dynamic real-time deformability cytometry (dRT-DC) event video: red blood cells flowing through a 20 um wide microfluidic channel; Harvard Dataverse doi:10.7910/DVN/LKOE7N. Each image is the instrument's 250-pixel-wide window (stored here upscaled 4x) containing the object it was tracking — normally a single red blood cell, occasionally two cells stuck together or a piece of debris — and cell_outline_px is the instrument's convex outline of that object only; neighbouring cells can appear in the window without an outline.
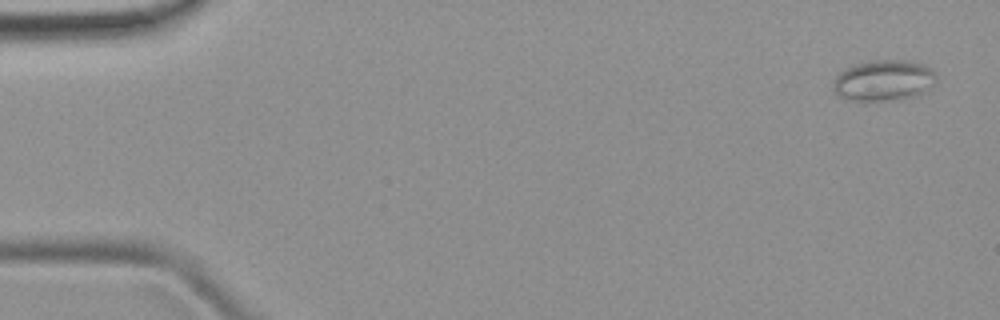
{"species": "common noctule bat (a hibernating species)", "species_latin": "Nyctalus noctula", "temperature_condition": "room temperature", "stored_images_in_passage": 6, "camera_frame_rate_fps": 3000, "um_per_image_px": 0.085, "animal": {"sex": "female", "body_mass_g": 19.9}, "frame": {"image": 1, "passage_image": 1, "time_ms": 0.0, "image_size_px": [1000, 320], "cell_outline_px": [[936, 80], [924, 92], [916, 96], [900, 100], [864, 104], [836, 96], [832, 92], [832, 80], [840, 72], [856, 64], [872, 60], [908, 60], [924, 64], [932, 68], [936, 76]], "centroid_in_image_um": [75.06, 6.89], "position_along_channel_um": 9.9, "area_um2": 25.61}}
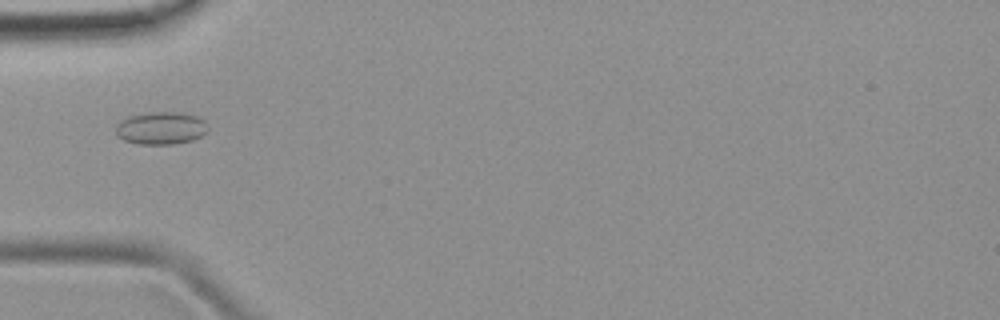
{"frame": {"image": 2, "passage_image": 5, "time_ms": 4.667, "image_size_px": [1000, 320], "cell_outline_px": [[208, 132], [192, 140], [172, 144], [136, 144], [124, 140], [116, 136], [116, 124], [120, 120], [128, 116], [148, 112], [180, 112], [196, 116], [204, 120], [208, 124]], "centroid_in_image_um": [13.67, 10.88], "position_along_channel_um": 71.3, "area_um2": 17.74}}
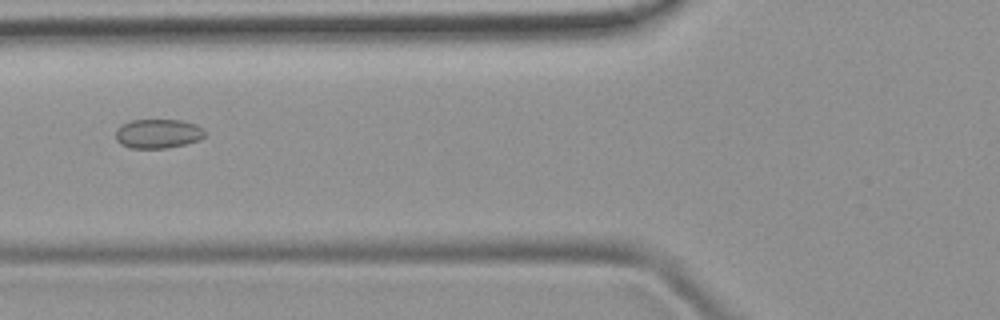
{"frame": {"image": 3, "passage_image": 6, "time_ms": 5.667, "image_size_px": [1000, 320], "cell_outline_px": [[208, 132], [200, 140], [184, 144], [164, 148], [132, 148], [120, 144], [116, 140], [116, 128], [120, 124], [132, 120], [180, 120], [196, 124], [204, 128]], "centroid_in_image_um": [13.44, 11.35], "position_along_channel_um": 112.4, "area_um2": 15.37}}